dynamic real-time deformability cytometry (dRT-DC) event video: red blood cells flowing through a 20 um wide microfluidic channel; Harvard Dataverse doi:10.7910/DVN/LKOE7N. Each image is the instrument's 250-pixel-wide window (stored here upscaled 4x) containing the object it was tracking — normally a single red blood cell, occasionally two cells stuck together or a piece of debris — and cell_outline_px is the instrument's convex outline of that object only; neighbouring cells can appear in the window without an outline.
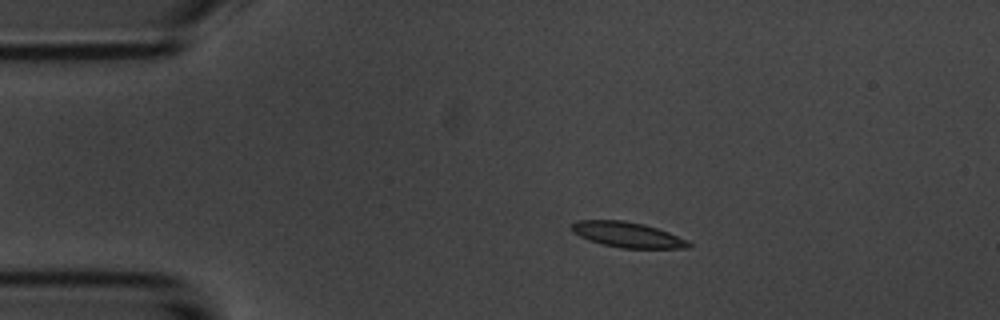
{"species": "common noctule bat (a hibernating species)", "species_latin": "Nyctalus noctula", "temperature_condition": "room temperature", "stored_images_in_passage": 5, "camera_frame_rate_fps": 3000, "um_per_image_px": 0.085, "animal": {"sex": "male", "body_mass_g": 20.1, "forearm_length_mm": 53.5}, "frame": {"image": 1, "passage_image": 4, "time_ms": 3.333, "image_size_px": [1000, 320], "cell_outline_px": [[692, 244], [688, 248], [620, 248], [600, 244], [588, 240], [572, 232], [572, 224], [576, 220], [624, 220], [644, 224], [668, 232], [688, 240]], "centroid_in_image_um": [53.32, 19.95], "position_along_channel_um": 31.7, "area_um2": 17.34}}